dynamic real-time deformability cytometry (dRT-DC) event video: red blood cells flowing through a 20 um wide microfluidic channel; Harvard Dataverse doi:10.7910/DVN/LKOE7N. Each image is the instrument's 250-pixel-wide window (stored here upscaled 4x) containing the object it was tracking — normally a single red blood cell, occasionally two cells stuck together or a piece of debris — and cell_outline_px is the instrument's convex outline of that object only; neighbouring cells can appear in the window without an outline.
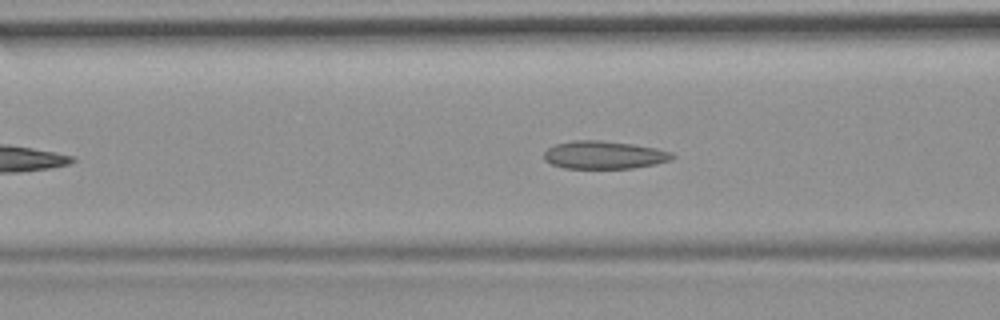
{"species": "common noctule bat (a hibernating species)", "species_latin": "Nyctalus noctula", "temperature_condition": "room temperature", "stored_images_in_passage": 39, "camera_frame_rate_fps": 3000, "um_per_image_px": 0.085, "animal": {"sex": "female", "body_mass_g": 19.9}, "frame": {"image": 1, "passage_image": 13, "time_ms": 4.0, "image_size_px": [1000, 320], "cell_outline_px": [[676, 156], [672, 160], [656, 164], [632, 168], [564, 168], [552, 164], [544, 160], [544, 152], [548, 148], [556, 144], [572, 140], [600, 140], [632, 144], [656, 148], [672, 152]], "centroid_in_image_um": [51.36, 13.17], "position_along_channel_um": 115.2, "area_um2": 20.92}}
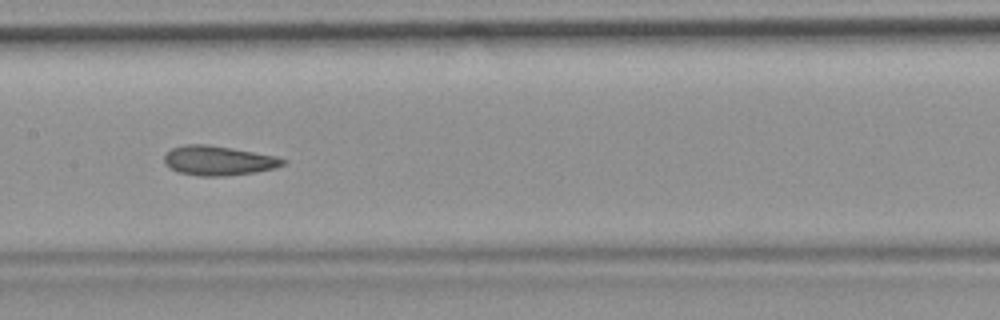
{"frame": {"image": 2, "passage_image": 19, "time_ms": 6.0, "image_size_px": [1000, 320], "cell_outline_px": [[288, 160], [284, 164], [276, 168], [256, 172], [224, 176], [200, 176], [180, 172], [164, 164], [164, 156], [172, 148], [184, 144], [204, 144], [232, 148], [276, 156]], "centroid_in_image_um": [18.59, 13.65], "position_along_channel_um": 188.8, "area_um2": 20.35}}
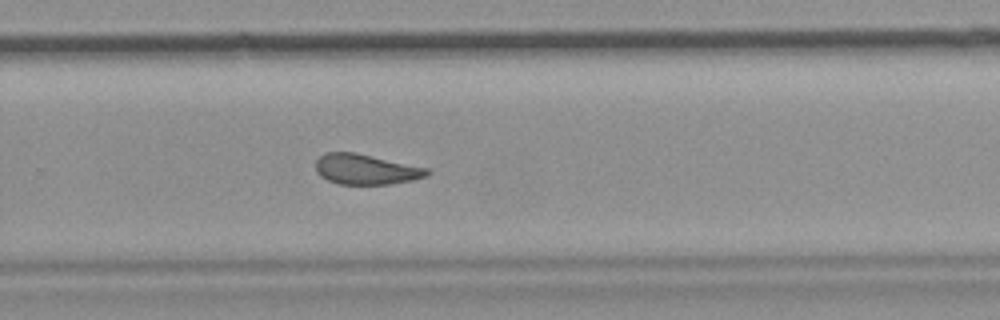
{"frame": {"image": 3, "passage_image": 28, "time_ms": 9.0, "image_size_px": [1000, 320], "cell_outline_px": [[432, 172], [428, 176], [412, 180], [388, 184], [336, 184], [320, 176], [316, 172], [316, 160], [324, 152], [356, 152], [428, 168]], "centroid_in_image_um": [31.1, 14.39], "position_along_channel_um": 298.7, "area_um2": 19.83}, "authors_computed_cell_mechanics": {"area_um2": 20.1722, "velocity_mm_per_s": 3.6791, "shape_relaxation_time_tau1_ms": null, "shape_relaxation_time_tau2_ms": 3.0199, "deformation_change_tau1": null, "deformation_change_tau2": 0.1027}}